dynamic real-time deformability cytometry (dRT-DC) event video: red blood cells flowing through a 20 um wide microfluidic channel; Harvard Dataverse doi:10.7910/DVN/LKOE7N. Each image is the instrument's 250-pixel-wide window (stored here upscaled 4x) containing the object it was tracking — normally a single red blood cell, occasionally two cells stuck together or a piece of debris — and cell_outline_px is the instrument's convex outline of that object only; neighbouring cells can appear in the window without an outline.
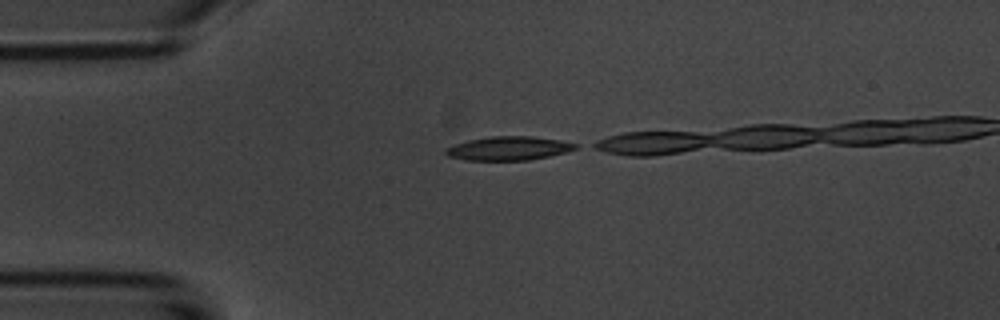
{"species": "common noctule bat (a hibernating species)", "species_latin": "Nyctalus noctula", "temperature_condition": "room temperature", "stored_images_in_passage": 8, "camera_frame_rate_fps": 3000, "um_per_image_px": 0.085, "animal": {"sex": "male", "body_mass_g": 20.1, "forearm_length_mm": 53.5}, "frame": {"image": 1, "passage_image": 1, "time_ms": 0.0, "image_size_px": [1000, 320], "cell_outline_px": [[580, 148], [568, 152], [528, 160], [468, 160], [448, 156], [444, 152], [444, 148], [468, 140], [492, 136], [532, 136], [560, 140], [580, 144]], "centroid_in_image_um": [43.29, 12.6], "position_along_channel_um": 41.7, "area_um2": 18.09}}